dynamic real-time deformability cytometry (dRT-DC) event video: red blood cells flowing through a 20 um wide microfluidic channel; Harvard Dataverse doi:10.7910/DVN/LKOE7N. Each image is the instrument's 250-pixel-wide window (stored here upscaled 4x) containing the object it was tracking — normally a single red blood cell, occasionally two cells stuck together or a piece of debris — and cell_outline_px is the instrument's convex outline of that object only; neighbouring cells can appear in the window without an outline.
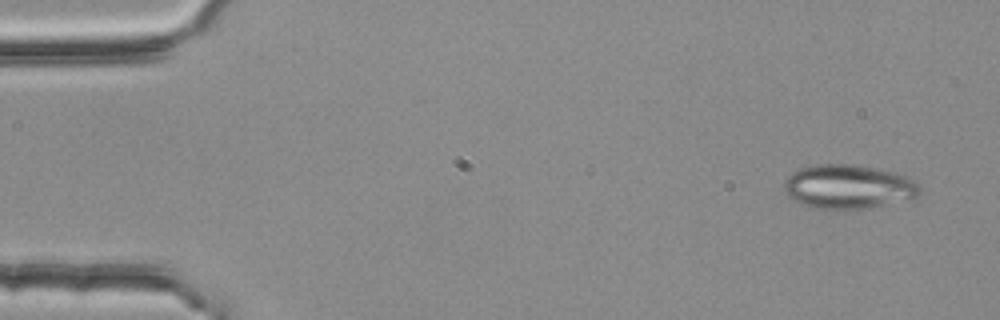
{"species": "common noctule bat (a hibernating species)", "species_latin": "Nyctalus noctula", "temperature_condition": "room temperature", "stored_images_in_passage": 5, "camera_frame_rate_fps": 3000, "um_per_image_px": 0.085, "animal": {"sex": "female", "body_mass_g": 25.1}, "frame": {"image": 1, "passage_image": 1, "time_ms": 0.0, "image_size_px": [1000, 320], "cell_outline_px": [[920, 192], [912, 200], [868, 208], [844, 212], [816, 208], [800, 204], [792, 200], [784, 192], [784, 184], [788, 176], [792, 172], [800, 168], [820, 164], [852, 164], [876, 168], [892, 172], [916, 180], [920, 188]], "centroid_in_image_um": [72.11, 15.91], "position_along_channel_um": 12.9, "area_um2": 35.66}}